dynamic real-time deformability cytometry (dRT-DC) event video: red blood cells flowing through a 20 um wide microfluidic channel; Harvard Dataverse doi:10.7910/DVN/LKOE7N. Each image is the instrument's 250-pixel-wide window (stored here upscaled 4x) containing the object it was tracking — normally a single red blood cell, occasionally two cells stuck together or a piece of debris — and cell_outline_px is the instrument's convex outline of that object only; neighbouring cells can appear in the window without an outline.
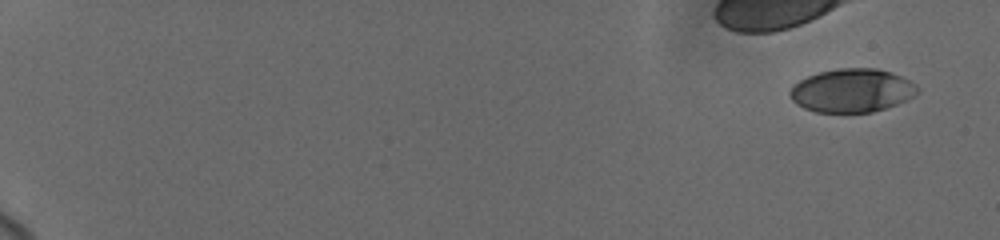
{"species": "human", "species_latin": "Homo sapiens", "temperature_condition": "cold", "stored_images_in_passage": 18, "camera_frame_rate_fps": 3000, "um_per_image_px": 0.085, "donor": {"sex": "female"}, "frame": {"image": 1, "passage_image": 1, "time_ms": 0.0, "image_size_px": [1000, 240], "cell_outline_px": [[920, 92], [896, 104], [872, 112], [816, 112], [804, 108], [796, 104], [788, 96], [788, 92], [792, 84], [808, 76], [820, 72], [836, 68], [876, 68], [892, 72], [916, 84], [920, 88]], "centroid_in_image_um": [72.38, 7.69], "position_along_channel_um": 12.6, "area_um2": 32.43}}